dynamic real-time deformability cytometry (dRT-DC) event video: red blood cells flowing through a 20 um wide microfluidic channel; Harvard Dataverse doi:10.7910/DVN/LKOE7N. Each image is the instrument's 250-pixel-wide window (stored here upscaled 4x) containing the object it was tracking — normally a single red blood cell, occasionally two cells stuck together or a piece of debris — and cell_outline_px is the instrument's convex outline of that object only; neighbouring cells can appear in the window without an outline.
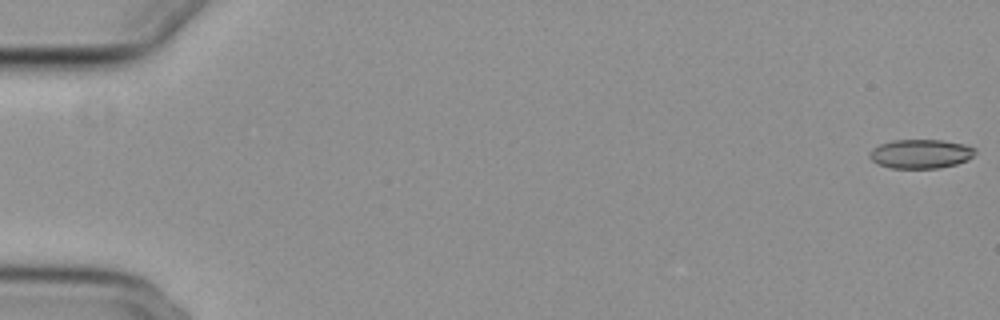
{"species": "common noctule bat (a hibernating species)", "species_latin": "Nyctalus noctula", "temperature_condition": "cold", "stored_images_in_passage": 52, "camera_frame_rate_fps": 3000, "um_per_image_px": 0.085, "animal": {"sex": "female", "body_mass_g": 29.2, "forearm_length_mm": 56.3}, "frame": {"image": 1, "passage_image": 1, "time_ms": 0.0, "image_size_px": [1000, 320], "cell_outline_px": [[976, 152], [968, 160], [956, 164], [940, 168], [892, 168], [876, 164], [868, 156], [868, 152], [872, 148], [880, 144], [892, 140], [940, 140], [964, 144], [976, 148]], "centroid_in_image_um": [78.23, 13.08], "position_along_channel_um": 6.8, "area_um2": 18.03}}
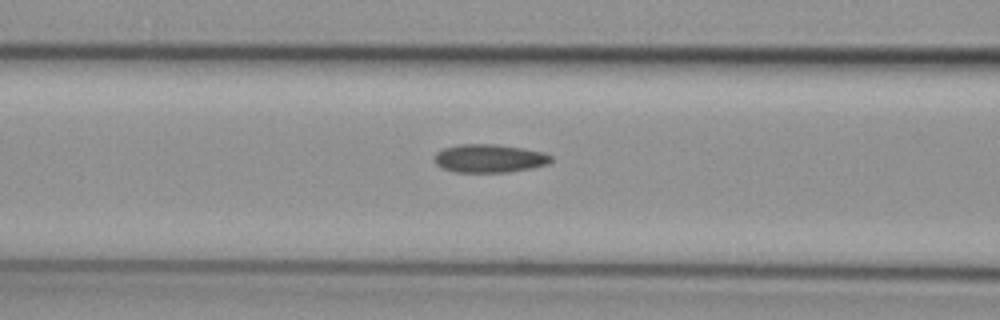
{"frame": {"image": 2, "passage_image": 24, "time_ms": 7.667, "image_size_px": [1000, 320], "cell_outline_px": [[552, 160], [548, 164], [532, 168], [508, 172], [452, 172], [440, 168], [436, 164], [436, 152], [444, 148], [460, 144], [496, 144], [544, 152], [552, 156]], "centroid_in_image_um": [41.59, 13.47], "position_along_channel_um": 125.0, "area_um2": 19.25}}
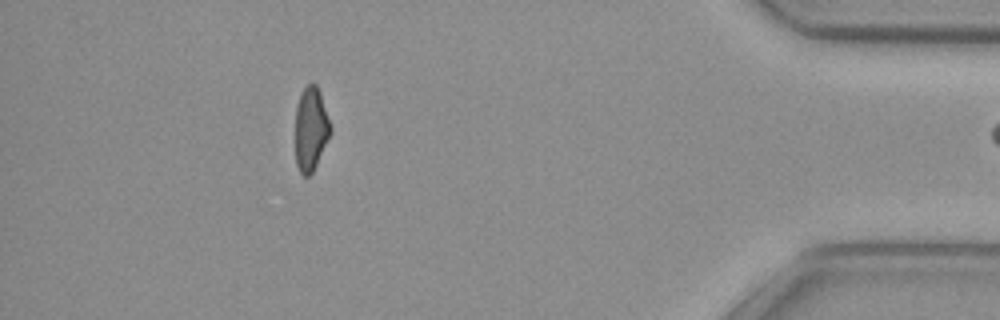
{"frame": {"image": 3, "passage_image": 51, "time_ms": 16.667, "image_size_px": [1000, 320], "cell_outline_px": [[332, 132], [312, 172], [308, 176], [304, 176], [300, 172], [296, 164], [296, 108], [300, 92], [308, 84], [316, 84], [320, 92], [332, 128]], "centroid_in_image_um": [26.42, 10.94], "position_along_channel_um": 408.8, "area_um2": 17.05}}